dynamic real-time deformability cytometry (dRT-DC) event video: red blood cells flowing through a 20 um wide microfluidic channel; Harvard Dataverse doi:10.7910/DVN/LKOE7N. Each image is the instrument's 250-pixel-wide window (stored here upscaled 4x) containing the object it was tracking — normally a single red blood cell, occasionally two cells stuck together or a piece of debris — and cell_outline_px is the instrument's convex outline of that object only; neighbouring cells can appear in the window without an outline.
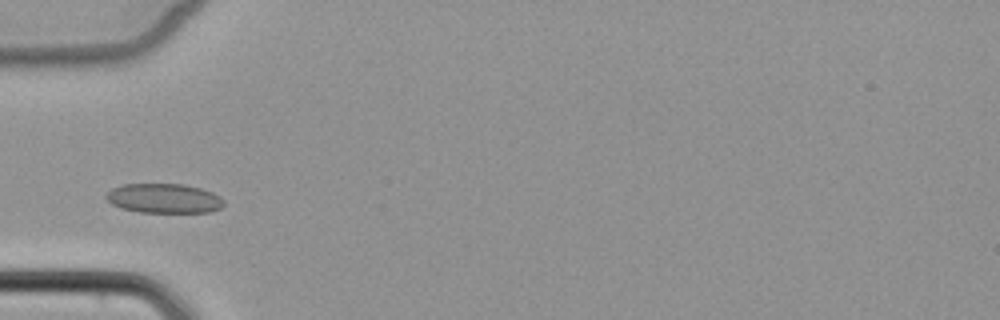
{"species": "common noctule bat (a hibernating species)", "species_latin": "Nyctalus noctula", "temperature_condition": "cold", "stored_images_in_passage": 5, "camera_frame_rate_fps": 3000, "um_per_image_px": 0.085, "animal": {"sex": "female", "body_mass_g": 22.7, "forearm_length_mm": 54.2}, "frame": {"image": 1, "passage_image": 3, "time_ms": 2.667, "image_size_px": [1000, 320], "cell_outline_px": [[224, 204], [220, 208], [208, 212], [140, 212], [120, 208], [112, 204], [104, 196], [112, 188], [124, 184], [184, 184], [200, 188], [212, 192], [220, 196], [224, 200]], "centroid_in_image_um": [13.94, 16.86], "position_along_channel_um": 71.1, "area_um2": 20.23}}
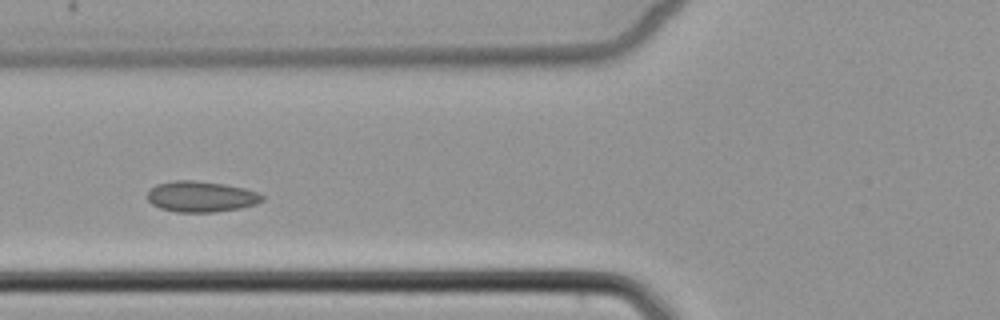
{"frame": {"image": 2, "passage_image": 4, "time_ms": 3.667, "image_size_px": [1000, 320], "cell_outline_px": [[264, 200], [256, 204], [240, 208], [216, 212], [176, 212], [160, 208], [152, 204], [148, 200], [148, 192], [156, 184], [172, 180], [192, 180], [224, 184], [244, 188], [256, 192], [264, 196]], "centroid_in_image_um": [17.09, 16.71], "position_along_channel_um": 108.7, "area_um2": 20.63}}
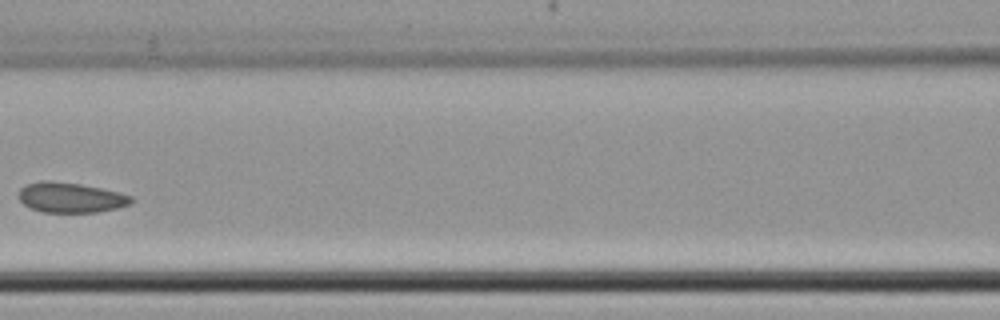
{"frame": {"image": 3, "passage_image": 5, "time_ms": 5.0, "image_size_px": [1000, 320], "cell_outline_px": [[132, 204], [116, 208], [96, 212], [44, 212], [32, 208], [24, 204], [20, 200], [20, 188], [28, 184], [40, 180], [52, 180], [80, 184], [120, 192], [132, 196]], "centroid_in_image_um": [6.03, 16.78], "position_along_channel_um": 160.6, "area_um2": 19.65}}